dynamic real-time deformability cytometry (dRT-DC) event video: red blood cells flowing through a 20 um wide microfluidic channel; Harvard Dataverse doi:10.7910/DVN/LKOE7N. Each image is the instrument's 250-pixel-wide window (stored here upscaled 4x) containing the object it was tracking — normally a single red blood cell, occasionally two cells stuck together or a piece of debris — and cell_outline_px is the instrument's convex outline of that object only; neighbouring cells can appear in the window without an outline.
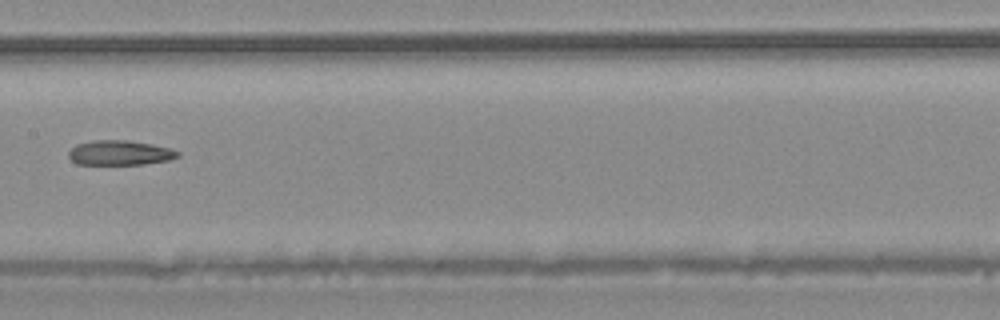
{"species": "common noctule bat (a hibernating species)", "species_latin": "Nyctalus noctula", "temperature_condition": "warm", "stored_images_in_passage": 7, "camera_frame_rate_fps": 3000, "um_per_image_px": 0.085, "animal": {"sex": "male", "body_mass_g": 20.4}, "frame": {"image": 1, "passage_image": 7, "time_ms": 2.0, "image_size_px": [1000, 320], "cell_outline_px": [[180, 156], [168, 160], [144, 164], [76, 164], [68, 156], [68, 152], [76, 144], [96, 140], [128, 140], [152, 144], [168, 148], [180, 152]], "centroid_in_image_um": [10.18, 12.99], "position_along_channel_um": 197.2, "area_um2": 15.66}}